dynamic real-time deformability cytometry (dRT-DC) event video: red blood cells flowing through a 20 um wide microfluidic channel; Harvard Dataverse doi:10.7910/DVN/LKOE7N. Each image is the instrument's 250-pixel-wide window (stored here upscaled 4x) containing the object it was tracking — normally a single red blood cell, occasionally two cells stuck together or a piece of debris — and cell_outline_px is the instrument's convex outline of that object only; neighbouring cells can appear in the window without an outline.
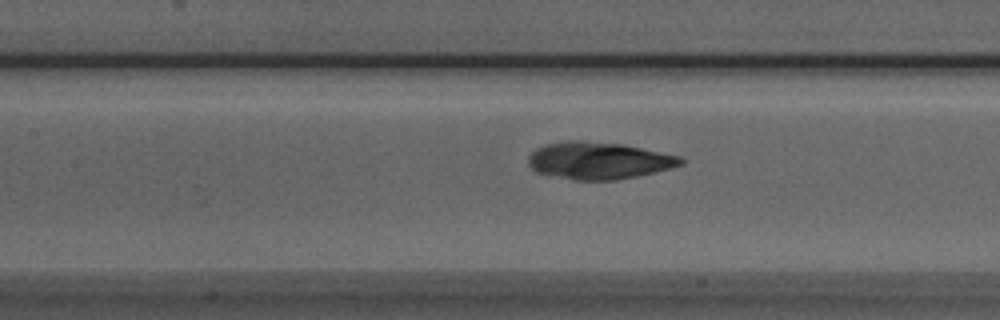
{"species": "Egyptian fruit bat (a non-hibernating species)", "species_latin": "Rousettus aegyptiacus", "temperature_condition": "room temperature", "stored_images_in_passage": 16, "camera_frame_rate_fps": 3000, "um_per_image_px": 0.085, "animal": {"sex": "male"}, "frame": {"image": 1, "passage_image": 10, "time_ms": 3.0, "image_size_px": [1000, 320], "cell_outline_px": [[684, 164], [672, 168], [636, 176], [616, 180], [572, 180], [536, 172], [528, 164], [528, 156], [536, 148], [544, 144], [576, 140], [584, 140], [624, 144], [680, 156], [684, 160]], "centroid_in_image_um": [50.89, 13.64], "position_along_channel_um": 156.5, "area_um2": 33.12}}
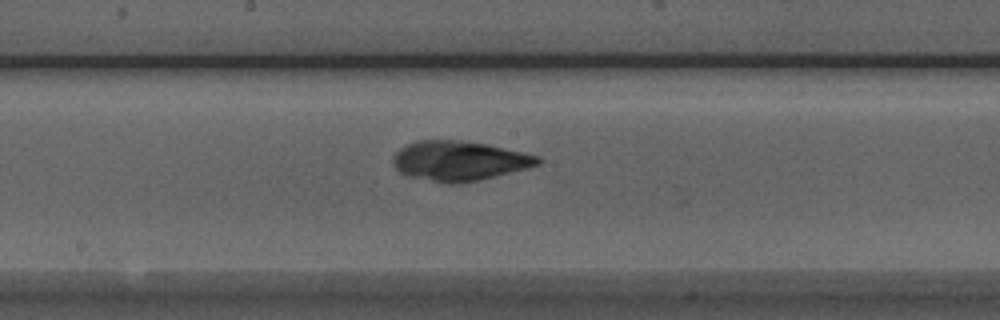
{"frame": {"image": 2, "passage_image": 14, "time_ms": 4.333, "image_size_px": [1000, 320], "cell_outline_px": [[544, 160], [540, 164], [528, 168], [480, 180], [456, 184], [448, 184], [408, 176], [400, 172], [392, 164], [392, 156], [400, 148], [416, 140], [460, 140], [488, 144], [524, 152], [540, 156]], "centroid_in_image_um": [39.06, 13.67], "position_along_channel_um": 209.1, "area_um2": 33.87}}